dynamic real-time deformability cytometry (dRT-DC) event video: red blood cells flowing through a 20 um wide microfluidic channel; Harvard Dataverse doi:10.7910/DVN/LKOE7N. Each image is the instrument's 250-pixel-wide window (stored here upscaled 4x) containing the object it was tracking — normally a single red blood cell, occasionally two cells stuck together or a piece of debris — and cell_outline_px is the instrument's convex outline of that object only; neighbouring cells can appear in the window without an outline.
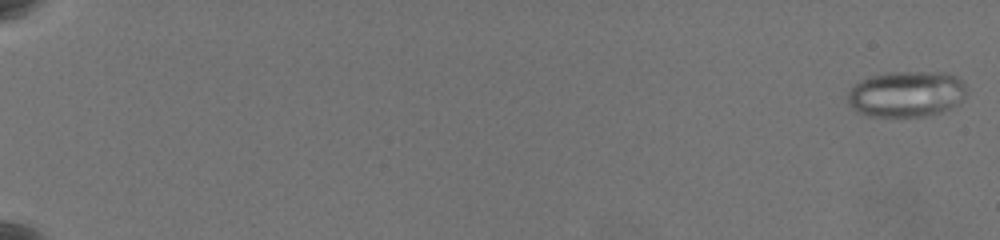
{"species": "common noctule bat (a hibernating species)", "species_latin": "Nyctalus noctula", "temperature_condition": "warm", "stored_images_in_passage": 64, "camera_frame_rate_fps": 3000, "um_per_image_px": 0.085, "animal": {"sex": "female", "body_mass_g": 19.5, "forearm_length_mm": 54.1}, "frame": {"image": 1, "passage_image": 2, "time_ms": 0.333, "image_size_px": [1000, 240], "cell_outline_px": [[968, 88], [964, 100], [940, 112], [924, 116], [868, 116], [852, 108], [848, 104], [848, 92], [860, 80], [872, 76], [888, 72], [948, 72], [956, 76]], "centroid_in_image_um": [77.07, 7.98], "position_along_channel_um": 7.9, "area_um2": 31.85}}
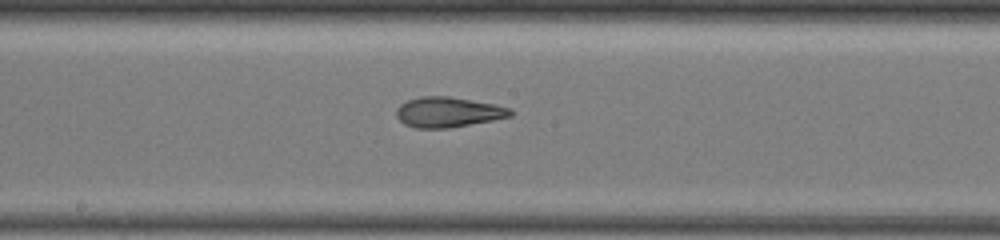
{"frame": {"image": 2, "passage_image": 39, "time_ms": 12.667, "image_size_px": [1000, 240], "cell_outline_px": [[512, 116], [492, 120], [448, 128], [416, 128], [404, 124], [396, 116], [396, 108], [400, 104], [408, 100], [420, 96], [448, 96], [496, 104], [512, 108]], "centroid_in_image_um": [38.08, 9.52], "position_along_channel_um": 210.1, "area_um2": 20.11}}
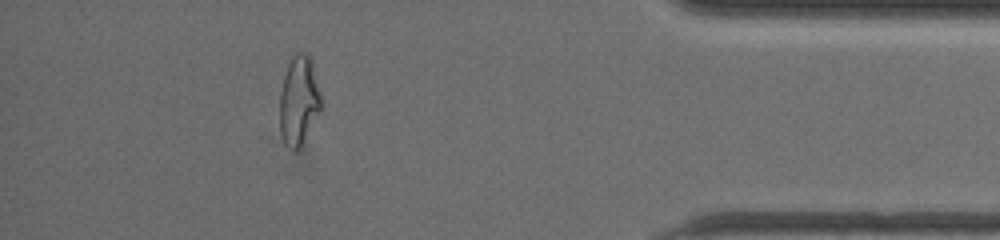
{"frame": {"image": 3, "passage_image": 59, "time_ms": 19.333, "image_size_px": [1000, 240], "cell_outline_px": [[320, 108], [300, 148], [296, 152], [292, 152], [284, 144], [280, 132], [280, 92], [284, 76], [288, 64], [292, 56], [296, 52], [308, 52], [312, 60], [320, 92]], "centroid_in_image_um": [25.38, 8.54], "position_along_channel_um": 409.8, "area_um2": 21.5}, "authors_computed_cell_mechanics": {"area_um2": 23.7847, "velocity_mm_per_s": 3.5119, "shape_relaxation_time_tau1_ms": null, "shape_relaxation_time_tau2_ms": 1.5652, "deformation_change_tau1": null, "deformation_change_tau2": 0.1024}}